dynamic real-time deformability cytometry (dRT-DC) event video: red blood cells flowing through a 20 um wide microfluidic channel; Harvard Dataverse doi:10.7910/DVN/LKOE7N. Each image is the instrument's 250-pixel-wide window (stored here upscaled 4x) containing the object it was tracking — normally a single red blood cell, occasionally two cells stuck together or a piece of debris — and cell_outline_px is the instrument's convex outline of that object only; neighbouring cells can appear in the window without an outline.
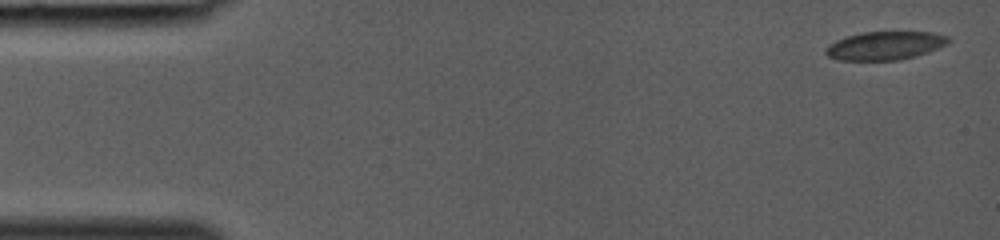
{"species": "common noctule bat (a hibernating species)", "species_latin": "Nyctalus noctula", "temperature_condition": "room temperature", "stored_images_in_passage": 39, "camera_frame_rate_fps": 3000, "um_per_image_px": 0.085, "animal": {"sex": "female", "body_mass_g": 19.0, "forearm_length_mm": 53.3}, "frame": {"image": 1, "passage_image": 1, "time_ms": 0.0, "image_size_px": [1000, 240], "cell_outline_px": [[948, 44], [928, 52], [916, 56], [900, 60], [840, 60], [828, 56], [824, 52], [824, 48], [828, 44], [836, 40], [848, 36], [864, 32], [932, 32], [948, 36]], "centroid_in_image_um": [75.21, 3.88], "position_along_channel_um": 9.8, "area_um2": 20.29}}
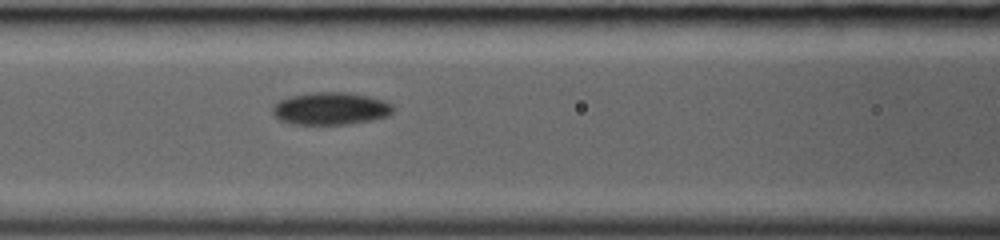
{"frame": {"image": 2, "passage_image": 17, "time_ms": 5.333, "image_size_px": [1000, 240], "cell_outline_px": [[392, 112], [388, 116], [372, 120], [348, 124], [292, 124], [280, 120], [272, 112], [272, 108], [280, 100], [288, 96], [308, 92], [348, 92], [368, 96], [384, 100], [392, 104]], "centroid_in_image_um": [28.1, 9.22], "position_along_channel_um": 138.5, "area_um2": 22.89}}
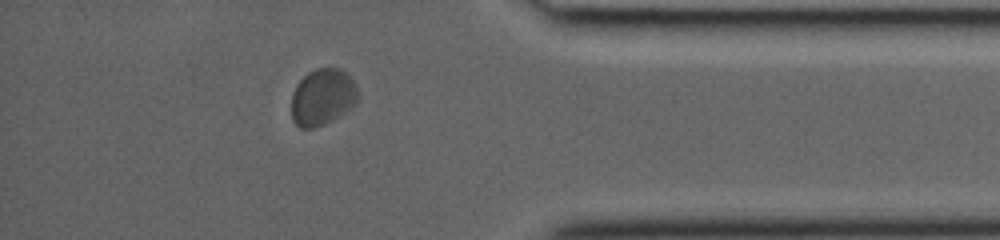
{"frame": {"image": 3, "passage_image": 34, "time_ms": 11.0, "image_size_px": [1000, 240], "cell_outline_px": [[356, 104], [352, 108], [332, 120], [324, 124], [312, 128], [300, 128], [292, 120], [292, 92], [296, 84], [308, 72], [316, 68], [340, 68], [356, 84]], "centroid_in_image_um": [27.39, 8.25], "position_along_channel_um": 407.8, "area_um2": 21.85}}